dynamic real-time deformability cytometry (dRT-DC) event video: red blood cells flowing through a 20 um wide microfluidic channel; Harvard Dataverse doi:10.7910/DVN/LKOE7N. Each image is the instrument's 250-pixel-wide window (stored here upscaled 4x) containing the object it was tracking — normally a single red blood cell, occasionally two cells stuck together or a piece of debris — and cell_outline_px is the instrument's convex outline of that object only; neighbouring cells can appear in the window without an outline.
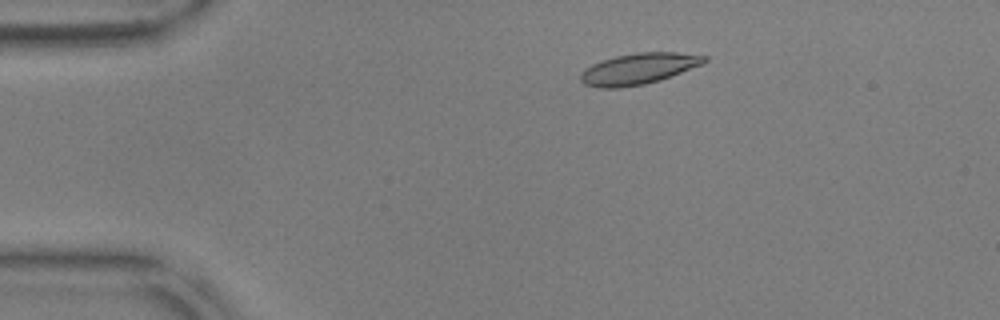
{"species": "common noctule bat (a hibernating species)", "species_latin": "Nyctalus noctula", "temperature_condition": "warm", "stored_images_in_passage": 54, "camera_frame_rate_fps": 3000, "um_per_image_px": 0.085, "animal": {"sex": "male", "body_mass_g": 17.9, "forearm_length_mm": 54.2}, "frame": {"image": 1, "passage_image": 9, "time_ms": 2.667, "image_size_px": [1000, 320], "cell_outline_px": [[708, 60], [704, 64], [660, 80], [644, 84], [620, 88], [600, 88], [584, 84], [580, 80], [580, 72], [592, 64], [616, 56], [636, 52], [676, 52], [708, 56]], "centroid_in_image_um": [54.3, 5.84], "position_along_channel_um": 30.7, "area_um2": 22.48}}
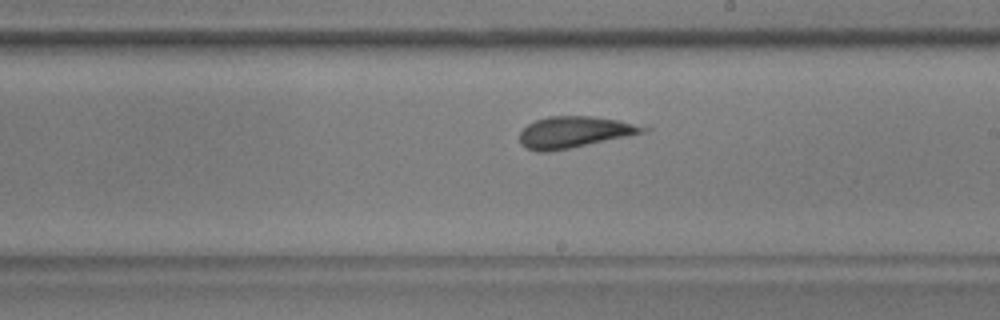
{"frame": {"image": 2, "passage_image": 31, "time_ms": 10.0, "image_size_px": [1000, 320], "cell_outline_px": [[652, 128], [648, 132], [548, 152], [536, 152], [520, 144], [520, 132], [528, 124], [536, 120], [548, 116], [592, 116], [620, 120]], "centroid_in_image_um": [48.84, 11.22], "position_along_channel_um": 240.2, "area_um2": 22.54}}
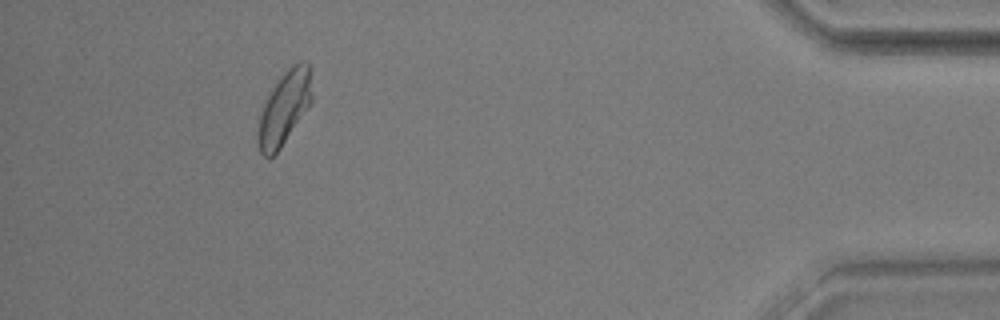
{"frame": {"image": 3, "passage_image": 50, "time_ms": 16.333, "image_size_px": [1000, 320], "cell_outline_px": [[312, 104], [280, 148], [272, 156], [264, 156], [260, 152], [256, 140], [256, 120], [272, 88], [280, 76], [292, 64], [300, 60], [308, 60], [312, 96]], "centroid_in_image_um": [24.15, 9.18], "position_along_channel_um": 411.1, "area_um2": 23.47}, "authors_computed_cell_mechanics": {"area_um2": 22.5131, "velocity_mm_per_s": 3.5735, "shape_relaxation_time_tau1_ms": 5.4648, "shape_relaxation_time_tau2_ms": 4.1926, "deformation_change_tau1": 0.115, "deformation_change_tau2": 0.1485}}